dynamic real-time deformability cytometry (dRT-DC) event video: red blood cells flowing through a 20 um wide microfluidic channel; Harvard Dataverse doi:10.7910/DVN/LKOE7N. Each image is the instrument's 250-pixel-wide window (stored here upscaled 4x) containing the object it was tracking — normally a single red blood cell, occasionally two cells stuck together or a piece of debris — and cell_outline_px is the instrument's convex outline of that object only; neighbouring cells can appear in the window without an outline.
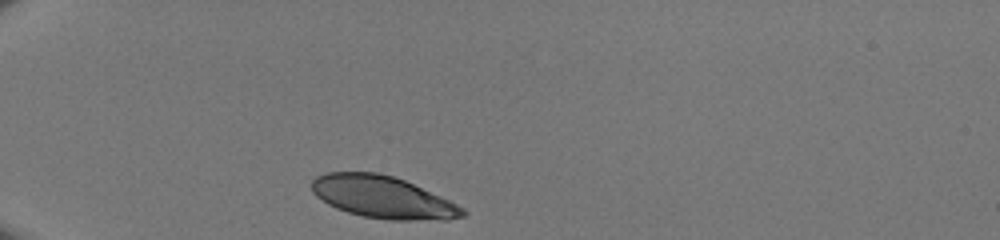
{"species": "human", "species_latin": "Homo sapiens", "temperature_condition": "room temperature", "stored_images_in_passage": 29, "camera_frame_rate_fps": 3000, "um_per_image_px": 0.085, "donor": {"sex": "male"}, "frame": {"image": 1, "passage_image": 1, "time_ms": 0.0, "image_size_px": [1000, 240], "cell_outline_px": [[468, 212], [464, 216], [448, 220], [388, 220], [364, 216], [348, 212], [336, 208], [328, 204], [316, 196], [312, 192], [312, 180], [316, 176], [324, 172], [376, 172], [392, 176], [404, 180], [440, 196], [464, 208]], "centroid_in_image_um": [32.53, 16.76], "position_along_channel_um": 52.5, "area_um2": 36.99}}
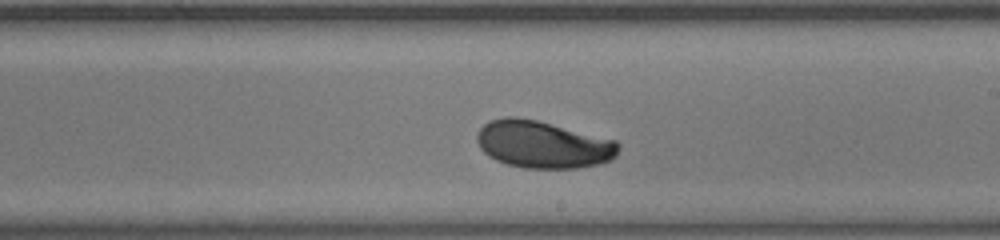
{"frame": {"image": 2, "passage_image": 17, "time_ms": 5.333, "image_size_px": [1000, 240], "cell_outline_px": [[620, 148], [616, 156], [600, 164], [576, 168], [524, 168], [508, 164], [496, 160], [488, 156], [480, 148], [476, 140], [476, 132], [484, 124], [492, 120], [504, 116], [516, 116], [536, 120], [616, 140], [620, 144]], "centroid_in_image_um": [46.13, 12.28], "position_along_channel_um": 242.9, "area_um2": 39.07}}
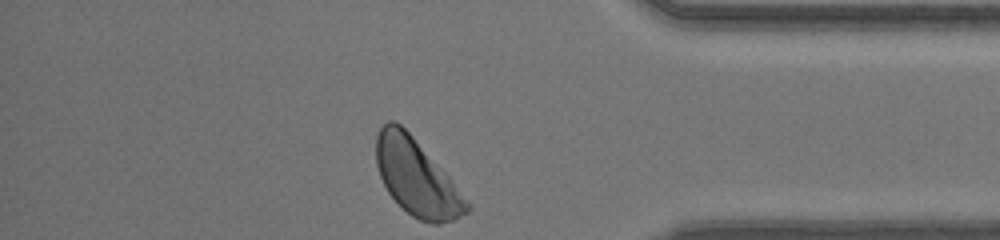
{"frame": {"image": 3, "passage_image": 29, "time_ms": 9.333, "image_size_px": [1000, 240], "cell_outline_px": [[472, 208], [468, 212], [452, 220], [440, 224], [432, 224], [420, 220], [412, 216], [388, 192], [380, 176], [376, 164], [376, 136], [380, 128], [388, 120], [392, 120], [400, 124], [412, 136], [448, 176], [472, 204]], "centroid_in_image_um": [35.42, 15.1], "position_along_channel_um": 399.8, "area_um2": 39.71}}